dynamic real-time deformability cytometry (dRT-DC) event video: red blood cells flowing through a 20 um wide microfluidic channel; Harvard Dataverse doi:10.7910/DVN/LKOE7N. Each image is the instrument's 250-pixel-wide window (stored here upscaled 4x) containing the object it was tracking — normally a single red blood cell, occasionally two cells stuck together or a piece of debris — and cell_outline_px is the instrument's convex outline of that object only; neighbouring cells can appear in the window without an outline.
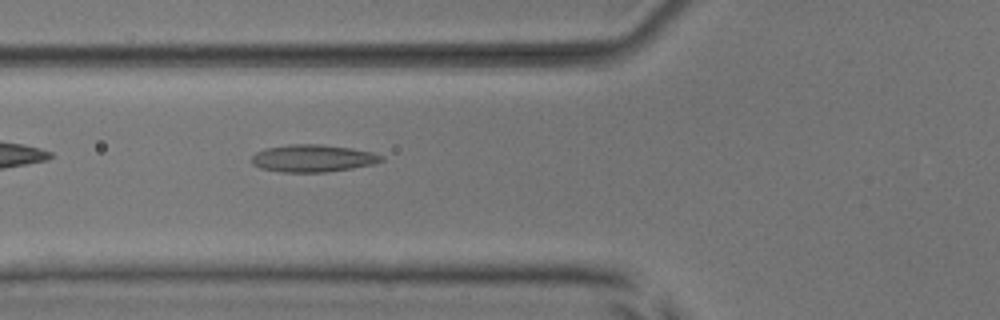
{"species": "common noctule bat (a hibernating species)", "species_latin": "Nyctalus noctula", "temperature_condition": "room temperature", "stored_images_in_passage": 36, "camera_frame_rate_fps": 3000, "um_per_image_px": 0.085, "animal": {"sex": "male", "body_mass_g": 17.9, "forearm_length_mm": 54.2}, "frame": {"image": 1, "passage_image": 3, "time_ms": 0.667, "image_size_px": [1000, 320], "cell_outline_px": [[384, 160], [372, 164], [352, 168], [324, 172], [284, 172], [260, 168], [252, 164], [252, 156], [256, 152], [268, 148], [292, 144], [320, 144], [352, 148], [372, 152], [384, 156]], "centroid_in_image_um": [26.61, 13.45], "position_along_channel_um": 99.2, "area_um2": 20.52}}
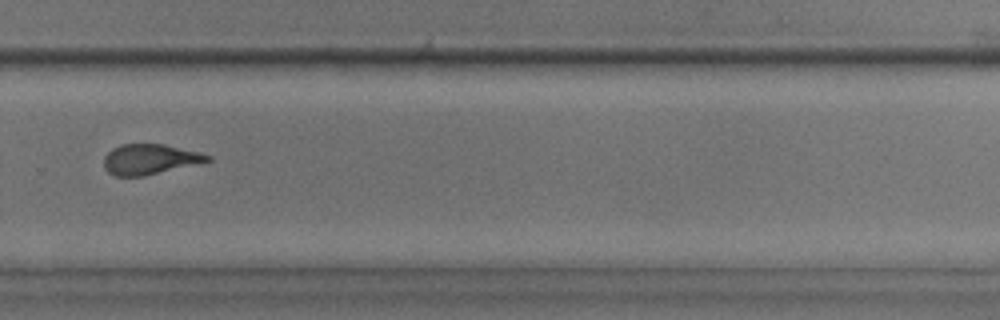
{"frame": {"image": 2, "passage_image": 20, "time_ms": 6.333, "image_size_px": [1000, 320], "cell_outline_px": [[212, 160], [144, 176], [116, 176], [108, 172], [104, 168], [104, 156], [112, 148], [120, 144], [164, 144], [212, 156]], "centroid_in_image_um": [12.68, 13.54], "position_along_channel_um": 317.1, "area_um2": 18.09}}
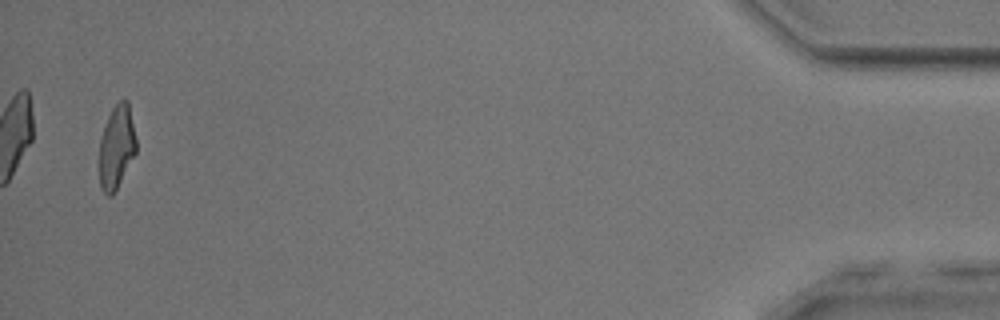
{"frame": {"image": 3, "passage_image": 35, "time_ms": 11.333, "image_size_px": [1000, 320], "cell_outline_px": [[136, 152], [112, 196], [108, 196], [100, 188], [100, 140], [104, 124], [112, 108], [124, 96], [128, 100], [136, 140]], "centroid_in_image_um": [9.91, 12.45], "position_along_channel_um": 425.3, "area_um2": 17.8}, "authors_computed_cell_mechanics": {"area_um2": 18.8428, "velocity_mm_per_s": 3.8503, "shape_relaxation_time_tau1_ms": 7.3938, "shape_relaxation_time_tau2_ms": 1.6339, "deformation_change_tau1": 0.1872, "deformation_change_tau2": 0.1022}}